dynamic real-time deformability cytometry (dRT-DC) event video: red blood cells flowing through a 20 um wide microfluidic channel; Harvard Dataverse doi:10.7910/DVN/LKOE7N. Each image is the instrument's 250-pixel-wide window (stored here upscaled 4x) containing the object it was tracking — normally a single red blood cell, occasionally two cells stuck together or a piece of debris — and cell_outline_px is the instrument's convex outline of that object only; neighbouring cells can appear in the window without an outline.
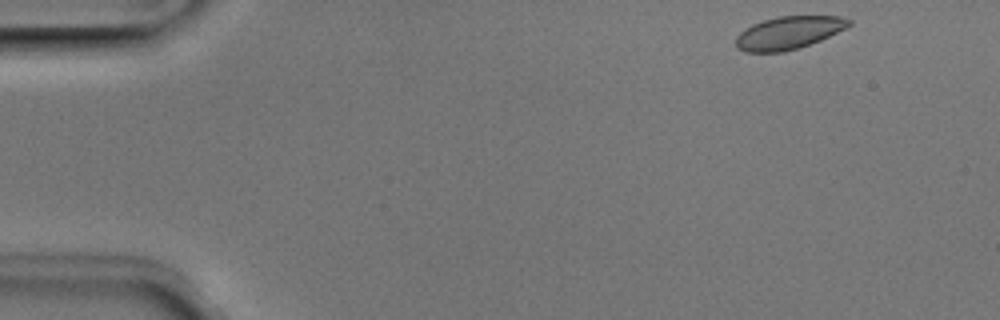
{"species": "Egyptian fruit bat (a non-hibernating species)", "species_latin": "Rousettus aegyptiacus", "temperature_condition": "room temperature", "stored_images_in_passage": 4, "camera_frame_rate_fps": 3000, "um_per_image_px": 0.085, "animal": {"sex": "male"}, "frame": {"image": 1, "passage_image": 1, "time_ms": 0.0, "image_size_px": [1000, 320], "cell_outline_px": [[852, 24], [820, 40], [784, 52], [744, 52], [736, 48], [736, 36], [744, 28], [752, 24], [764, 20], [780, 16], [840, 16], [852, 20]], "centroid_in_image_um": [66.99, 2.78], "position_along_channel_um": 18.0, "area_um2": 21.44}}
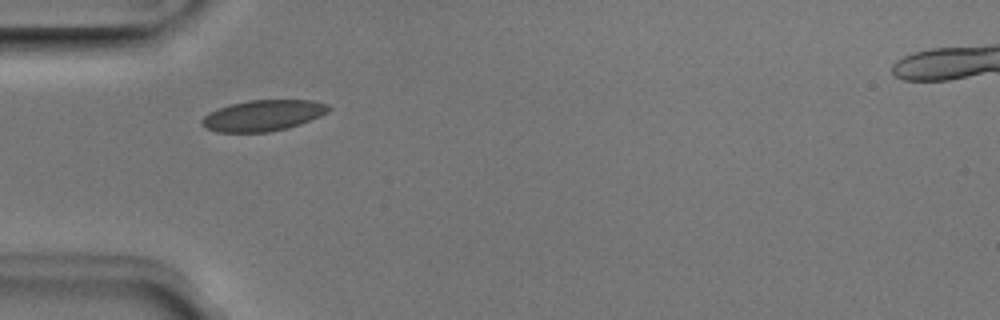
{"frame": {"image": 2, "passage_image": 3, "time_ms": 0.667, "image_size_px": [1000, 320], "cell_outline_px": [[332, 108], [328, 112], [320, 116], [300, 124], [288, 128], [268, 132], [216, 132], [204, 128], [200, 124], [200, 120], [208, 112], [232, 104], [248, 100], [312, 100], [328, 104]], "centroid_in_image_um": [22.35, 9.82], "position_along_channel_um": 62.7, "area_um2": 23.0}}